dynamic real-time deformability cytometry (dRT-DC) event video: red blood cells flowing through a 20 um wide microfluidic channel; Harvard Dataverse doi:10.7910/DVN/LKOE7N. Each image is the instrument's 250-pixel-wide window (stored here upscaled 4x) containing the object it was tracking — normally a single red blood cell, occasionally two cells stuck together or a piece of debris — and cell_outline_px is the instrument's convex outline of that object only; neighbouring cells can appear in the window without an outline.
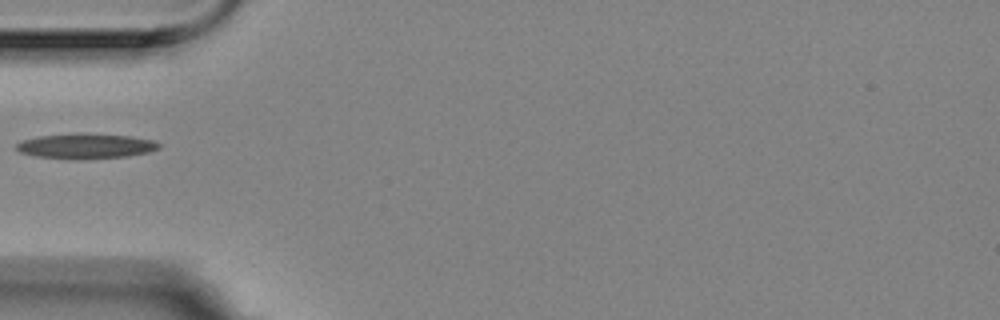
{"species": "Egyptian fruit bat (a non-hibernating species)", "species_latin": "Rousettus aegyptiacus", "temperature_condition": "room temperature", "stored_images_in_passage": 17, "camera_frame_rate_fps": 3000, "um_per_image_px": 0.085, "animal": {"sex": "female"}, "frame": {"image": 1, "passage_image": 1, "time_ms": 0.0, "image_size_px": [1000, 320], "cell_outline_px": [[160, 148], [148, 152], [128, 156], [76, 160], [36, 156], [20, 152], [16, 148], [16, 144], [24, 140], [40, 136], [80, 132], [84, 132], [132, 136], [156, 140], [160, 144]], "centroid_in_image_um": [7.34, 12.4], "position_along_channel_um": 77.7, "area_um2": 21.21}}
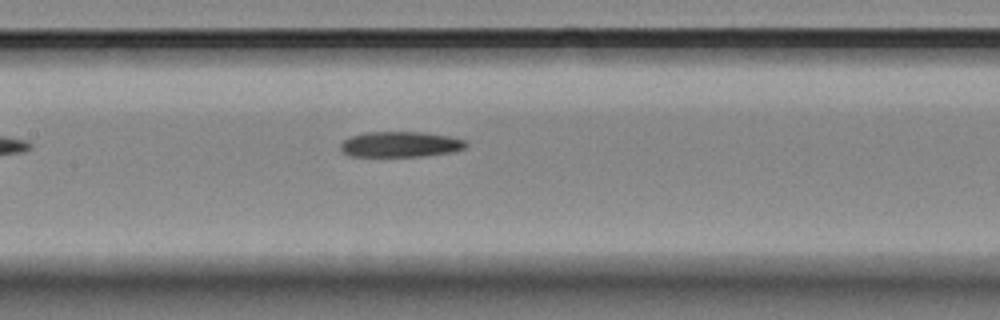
{"frame": {"image": 2, "passage_image": 9, "time_ms": 2.667, "image_size_px": [1000, 320], "cell_outline_px": [[468, 144], [464, 148], [452, 152], [424, 156], [352, 156], [344, 152], [340, 148], [340, 144], [344, 140], [352, 136], [364, 132], [428, 132], [448, 136], [464, 140]], "centroid_in_image_um": [34.05, 12.26], "position_along_channel_um": 173.4, "area_um2": 18.61}}
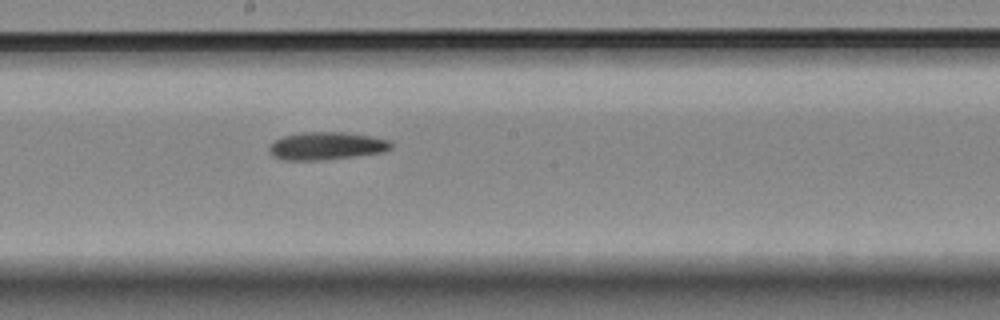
{"frame": {"image": 3, "passage_image": 13, "time_ms": 4.0, "image_size_px": [1000, 320], "cell_outline_px": [[392, 148], [384, 152], [320, 160], [284, 160], [276, 156], [268, 148], [276, 140], [284, 136], [300, 132], [344, 132], [372, 136], [392, 140]], "centroid_in_image_um": [27.82, 12.39], "position_along_channel_um": 220.4, "area_um2": 19.54}}